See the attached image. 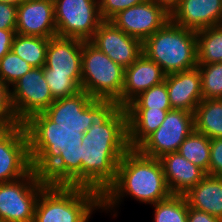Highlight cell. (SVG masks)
Masks as SVG:
<instances>
[{
    "label": "cell",
    "instance_id": "cell-31",
    "mask_svg": "<svg viewBox=\"0 0 222 222\" xmlns=\"http://www.w3.org/2000/svg\"><path fill=\"white\" fill-rule=\"evenodd\" d=\"M44 77L54 100L72 96L81 91V85L70 74L44 73Z\"/></svg>",
    "mask_w": 222,
    "mask_h": 222
},
{
    "label": "cell",
    "instance_id": "cell-15",
    "mask_svg": "<svg viewBox=\"0 0 222 222\" xmlns=\"http://www.w3.org/2000/svg\"><path fill=\"white\" fill-rule=\"evenodd\" d=\"M16 33L44 38L57 36L53 0H26L20 4Z\"/></svg>",
    "mask_w": 222,
    "mask_h": 222
},
{
    "label": "cell",
    "instance_id": "cell-13",
    "mask_svg": "<svg viewBox=\"0 0 222 222\" xmlns=\"http://www.w3.org/2000/svg\"><path fill=\"white\" fill-rule=\"evenodd\" d=\"M90 42L126 69L143 54V42L129 36L111 21H103Z\"/></svg>",
    "mask_w": 222,
    "mask_h": 222
},
{
    "label": "cell",
    "instance_id": "cell-38",
    "mask_svg": "<svg viewBox=\"0 0 222 222\" xmlns=\"http://www.w3.org/2000/svg\"><path fill=\"white\" fill-rule=\"evenodd\" d=\"M162 7L169 15L180 5L181 0H153Z\"/></svg>",
    "mask_w": 222,
    "mask_h": 222
},
{
    "label": "cell",
    "instance_id": "cell-11",
    "mask_svg": "<svg viewBox=\"0 0 222 222\" xmlns=\"http://www.w3.org/2000/svg\"><path fill=\"white\" fill-rule=\"evenodd\" d=\"M32 170L24 124L0 131V183L26 176Z\"/></svg>",
    "mask_w": 222,
    "mask_h": 222
},
{
    "label": "cell",
    "instance_id": "cell-20",
    "mask_svg": "<svg viewBox=\"0 0 222 222\" xmlns=\"http://www.w3.org/2000/svg\"><path fill=\"white\" fill-rule=\"evenodd\" d=\"M159 160L166 184L173 195H185L207 175L178 152L165 154Z\"/></svg>",
    "mask_w": 222,
    "mask_h": 222
},
{
    "label": "cell",
    "instance_id": "cell-30",
    "mask_svg": "<svg viewBox=\"0 0 222 222\" xmlns=\"http://www.w3.org/2000/svg\"><path fill=\"white\" fill-rule=\"evenodd\" d=\"M34 67L20 58L12 50L0 59V81L11 87Z\"/></svg>",
    "mask_w": 222,
    "mask_h": 222
},
{
    "label": "cell",
    "instance_id": "cell-18",
    "mask_svg": "<svg viewBox=\"0 0 222 222\" xmlns=\"http://www.w3.org/2000/svg\"><path fill=\"white\" fill-rule=\"evenodd\" d=\"M165 83L172 109L194 113L198 104L203 100L201 74L198 66L166 75Z\"/></svg>",
    "mask_w": 222,
    "mask_h": 222
},
{
    "label": "cell",
    "instance_id": "cell-36",
    "mask_svg": "<svg viewBox=\"0 0 222 222\" xmlns=\"http://www.w3.org/2000/svg\"><path fill=\"white\" fill-rule=\"evenodd\" d=\"M187 222H222V219L188 206Z\"/></svg>",
    "mask_w": 222,
    "mask_h": 222
},
{
    "label": "cell",
    "instance_id": "cell-10",
    "mask_svg": "<svg viewBox=\"0 0 222 222\" xmlns=\"http://www.w3.org/2000/svg\"><path fill=\"white\" fill-rule=\"evenodd\" d=\"M194 131V114L172 109L167 112L163 123L151 133L137 149L144 155L161 158L177 152L179 146Z\"/></svg>",
    "mask_w": 222,
    "mask_h": 222
},
{
    "label": "cell",
    "instance_id": "cell-21",
    "mask_svg": "<svg viewBox=\"0 0 222 222\" xmlns=\"http://www.w3.org/2000/svg\"><path fill=\"white\" fill-rule=\"evenodd\" d=\"M189 207L222 219V177L206 175L186 193Z\"/></svg>",
    "mask_w": 222,
    "mask_h": 222
},
{
    "label": "cell",
    "instance_id": "cell-24",
    "mask_svg": "<svg viewBox=\"0 0 222 222\" xmlns=\"http://www.w3.org/2000/svg\"><path fill=\"white\" fill-rule=\"evenodd\" d=\"M49 38L14 35L11 50L33 67H44Z\"/></svg>",
    "mask_w": 222,
    "mask_h": 222
},
{
    "label": "cell",
    "instance_id": "cell-1",
    "mask_svg": "<svg viewBox=\"0 0 222 222\" xmlns=\"http://www.w3.org/2000/svg\"><path fill=\"white\" fill-rule=\"evenodd\" d=\"M129 149L125 107L94 98V120L80 146L81 187L103 194L116 180L118 164Z\"/></svg>",
    "mask_w": 222,
    "mask_h": 222
},
{
    "label": "cell",
    "instance_id": "cell-4",
    "mask_svg": "<svg viewBox=\"0 0 222 222\" xmlns=\"http://www.w3.org/2000/svg\"><path fill=\"white\" fill-rule=\"evenodd\" d=\"M102 211L97 190L66 185H47L37 200L33 222H89Z\"/></svg>",
    "mask_w": 222,
    "mask_h": 222
},
{
    "label": "cell",
    "instance_id": "cell-39",
    "mask_svg": "<svg viewBox=\"0 0 222 222\" xmlns=\"http://www.w3.org/2000/svg\"><path fill=\"white\" fill-rule=\"evenodd\" d=\"M25 1L26 0H0V2H2V3H8L11 5H15L17 7Z\"/></svg>",
    "mask_w": 222,
    "mask_h": 222
},
{
    "label": "cell",
    "instance_id": "cell-2",
    "mask_svg": "<svg viewBox=\"0 0 222 222\" xmlns=\"http://www.w3.org/2000/svg\"><path fill=\"white\" fill-rule=\"evenodd\" d=\"M32 169L48 185L81 187L80 146L84 133L60 127L43 112L24 123Z\"/></svg>",
    "mask_w": 222,
    "mask_h": 222
},
{
    "label": "cell",
    "instance_id": "cell-32",
    "mask_svg": "<svg viewBox=\"0 0 222 222\" xmlns=\"http://www.w3.org/2000/svg\"><path fill=\"white\" fill-rule=\"evenodd\" d=\"M20 124L14 113L10 87L0 81V131L9 129Z\"/></svg>",
    "mask_w": 222,
    "mask_h": 222
},
{
    "label": "cell",
    "instance_id": "cell-37",
    "mask_svg": "<svg viewBox=\"0 0 222 222\" xmlns=\"http://www.w3.org/2000/svg\"><path fill=\"white\" fill-rule=\"evenodd\" d=\"M15 34L16 30L0 29V59L11 50L12 41Z\"/></svg>",
    "mask_w": 222,
    "mask_h": 222
},
{
    "label": "cell",
    "instance_id": "cell-7",
    "mask_svg": "<svg viewBox=\"0 0 222 222\" xmlns=\"http://www.w3.org/2000/svg\"><path fill=\"white\" fill-rule=\"evenodd\" d=\"M47 182L33 169L17 180L0 183V222H33Z\"/></svg>",
    "mask_w": 222,
    "mask_h": 222
},
{
    "label": "cell",
    "instance_id": "cell-27",
    "mask_svg": "<svg viewBox=\"0 0 222 222\" xmlns=\"http://www.w3.org/2000/svg\"><path fill=\"white\" fill-rule=\"evenodd\" d=\"M153 222H187L188 202L184 195L171 194L153 205Z\"/></svg>",
    "mask_w": 222,
    "mask_h": 222
},
{
    "label": "cell",
    "instance_id": "cell-29",
    "mask_svg": "<svg viewBox=\"0 0 222 222\" xmlns=\"http://www.w3.org/2000/svg\"><path fill=\"white\" fill-rule=\"evenodd\" d=\"M197 66L201 74L203 99H222V62Z\"/></svg>",
    "mask_w": 222,
    "mask_h": 222
},
{
    "label": "cell",
    "instance_id": "cell-14",
    "mask_svg": "<svg viewBox=\"0 0 222 222\" xmlns=\"http://www.w3.org/2000/svg\"><path fill=\"white\" fill-rule=\"evenodd\" d=\"M43 113L60 127L86 133L94 120V98L81 90L72 96L55 100Z\"/></svg>",
    "mask_w": 222,
    "mask_h": 222
},
{
    "label": "cell",
    "instance_id": "cell-17",
    "mask_svg": "<svg viewBox=\"0 0 222 222\" xmlns=\"http://www.w3.org/2000/svg\"><path fill=\"white\" fill-rule=\"evenodd\" d=\"M170 20L193 31L221 25L222 0H181Z\"/></svg>",
    "mask_w": 222,
    "mask_h": 222
},
{
    "label": "cell",
    "instance_id": "cell-25",
    "mask_svg": "<svg viewBox=\"0 0 222 222\" xmlns=\"http://www.w3.org/2000/svg\"><path fill=\"white\" fill-rule=\"evenodd\" d=\"M197 64L222 62V24L196 31Z\"/></svg>",
    "mask_w": 222,
    "mask_h": 222
},
{
    "label": "cell",
    "instance_id": "cell-35",
    "mask_svg": "<svg viewBox=\"0 0 222 222\" xmlns=\"http://www.w3.org/2000/svg\"><path fill=\"white\" fill-rule=\"evenodd\" d=\"M17 6L0 2V29L16 30Z\"/></svg>",
    "mask_w": 222,
    "mask_h": 222
},
{
    "label": "cell",
    "instance_id": "cell-33",
    "mask_svg": "<svg viewBox=\"0 0 222 222\" xmlns=\"http://www.w3.org/2000/svg\"><path fill=\"white\" fill-rule=\"evenodd\" d=\"M146 0H99L100 14L103 20L110 21L119 12Z\"/></svg>",
    "mask_w": 222,
    "mask_h": 222
},
{
    "label": "cell",
    "instance_id": "cell-23",
    "mask_svg": "<svg viewBox=\"0 0 222 222\" xmlns=\"http://www.w3.org/2000/svg\"><path fill=\"white\" fill-rule=\"evenodd\" d=\"M193 114L194 130L210 139L222 138V99H203Z\"/></svg>",
    "mask_w": 222,
    "mask_h": 222
},
{
    "label": "cell",
    "instance_id": "cell-3",
    "mask_svg": "<svg viewBox=\"0 0 222 222\" xmlns=\"http://www.w3.org/2000/svg\"><path fill=\"white\" fill-rule=\"evenodd\" d=\"M170 195L160 160L130 148L118 164L116 180L102 194V212L117 217L124 197L153 205Z\"/></svg>",
    "mask_w": 222,
    "mask_h": 222
},
{
    "label": "cell",
    "instance_id": "cell-8",
    "mask_svg": "<svg viewBox=\"0 0 222 222\" xmlns=\"http://www.w3.org/2000/svg\"><path fill=\"white\" fill-rule=\"evenodd\" d=\"M57 36L90 41L104 21L99 0H53Z\"/></svg>",
    "mask_w": 222,
    "mask_h": 222
},
{
    "label": "cell",
    "instance_id": "cell-5",
    "mask_svg": "<svg viewBox=\"0 0 222 222\" xmlns=\"http://www.w3.org/2000/svg\"><path fill=\"white\" fill-rule=\"evenodd\" d=\"M143 53L166 75L193 69L198 65L196 31L169 20L143 42Z\"/></svg>",
    "mask_w": 222,
    "mask_h": 222
},
{
    "label": "cell",
    "instance_id": "cell-6",
    "mask_svg": "<svg viewBox=\"0 0 222 222\" xmlns=\"http://www.w3.org/2000/svg\"><path fill=\"white\" fill-rule=\"evenodd\" d=\"M81 90L92 98L115 100L122 106L125 69L94 46L82 42Z\"/></svg>",
    "mask_w": 222,
    "mask_h": 222
},
{
    "label": "cell",
    "instance_id": "cell-26",
    "mask_svg": "<svg viewBox=\"0 0 222 222\" xmlns=\"http://www.w3.org/2000/svg\"><path fill=\"white\" fill-rule=\"evenodd\" d=\"M211 139L194 130L185 138L177 152L209 175Z\"/></svg>",
    "mask_w": 222,
    "mask_h": 222
},
{
    "label": "cell",
    "instance_id": "cell-19",
    "mask_svg": "<svg viewBox=\"0 0 222 222\" xmlns=\"http://www.w3.org/2000/svg\"><path fill=\"white\" fill-rule=\"evenodd\" d=\"M162 68L144 53L124 72L122 88V107L129 104L141 92L165 81Z\"/></svg>",
    "mask_w": 222,
    "mask_h": 222
},
{
    "label": "cell",
    "instance_id": "cell-34",
    "mask_svg": "<svg viewBox=\"0 0 222 222\" xmlns=\"http://www.w3.org/2000/svg\"><path fill=\"white\" fill-rule=\"evenodd\" d=\"M209 175L222 177V138L211 139Z\"/></svg>",
    "mask_w": 222,
    "mask_h": 222
},
{
    "label": "cell",
    "instance_id": "cell-22",
    "mask_svg": "<svg viewBox=\"0 0 222 222\" xmlns=\"http://www.w3.org/2000/svg\"><path fill=\"white\" fill-rule=\"evenodd\" d=\"M127 112L128 144L137 148L163 123L170 110L151 108H125Z\"/></svg>",
    "mask_w": 222,
    "mask_h": 222
},
{
    "label": "cell",
    "instance_id": "cell-28",
    "mask_svg": "<svg viewBox=\"0 0 222 222\" xmlns=\"http://www.w3.org/2000/svg\"><path fill=\"white\" fill-rule=\"evenodd\" d=\"M125 108L172 110L165 81L141 92Z\"/></svg>",
    "mask_w": 222,
    "mask_h": 222
},
{
    "label": "cell",
    "instance_id": "cell-9",
    "mask_svg": "<svg viewBox=\"0 0 222 222\" xmlns=\"http://www.w3.org/2000/svg\"><path fill=\"white\" fill-rule=\"evenodd\" d=\"M14 113L20 124L44 112L55 101L45 80L43 67H34L10 87Z\"/></svg>",
    "mask_w": 222,
    "mask_h": 222
},
{
    "label": "cell",
    "instance_id": "cell-16",
    "mask_svg": "<svg viewBox=\"0 0 222 222\" xmlns=\"http://www.w3.org/2000/svg\"><path fill=\"white\" fill-rule=\"evenodd\" d=\"M82 42L76 38H49L43 72L70 74L81 85Z\"/></svg>",
    "mask_w": 222,
    "mask_h": 222
},
{
    "label": "cell",
    "instance_id": "cell-12",
    "mask_svg": "<svg viewBox=\"0 0 222 222\" xmlns=\"http://www.w3.org/2000/svg\"><path fill=\"white\" fill-rule=\"evenodd\" d=\"M170 20V15L153 0L131 6L110 21L129 36L144 42Z\"/></svg>",
    "mask_w": 222,
    "mask_h": 222
}]
</instances>
